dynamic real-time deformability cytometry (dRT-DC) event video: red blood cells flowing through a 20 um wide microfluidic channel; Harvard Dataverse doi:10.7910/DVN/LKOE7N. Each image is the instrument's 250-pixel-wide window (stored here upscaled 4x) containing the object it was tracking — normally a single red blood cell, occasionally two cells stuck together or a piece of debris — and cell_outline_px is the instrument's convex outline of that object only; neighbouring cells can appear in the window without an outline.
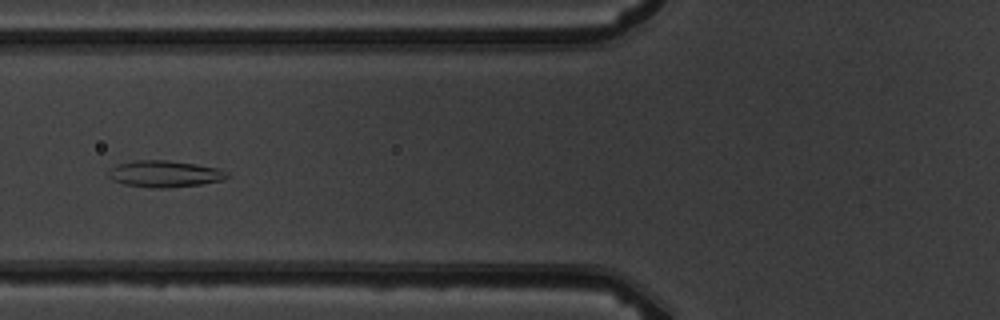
{"species": "common noctule bat (a hibernating species)", "species_latin": "Nyctalus noctula", "temperature_condition": "warm", "stored_images_in_passage": 9, "camera_frame_rate_fps": 3000, "um_per_image_px": 0.085, "animal": {"sex": "male", "body_mass_g": 19.5, "forearm_length_mm": 54.6}, "frame": {"image": 1, "passage_image": 7, "time_ms": 7.0, "image_size_px": [1000, 320], "cell_outline_px": [[232, 176], [224, 180], [200, 184], [168, 188], [152, 188], [124, 184], [112, 180], [108, 176], [108, 172], [112, 168], [120, 164], [136, 160], [168, 160], [196, 164], [216, 168], [228, 172]], "centroid_in_image_um": [14.03, 14.78], "position_along_channel_um": 111.8, "area_um2": 18.38}}
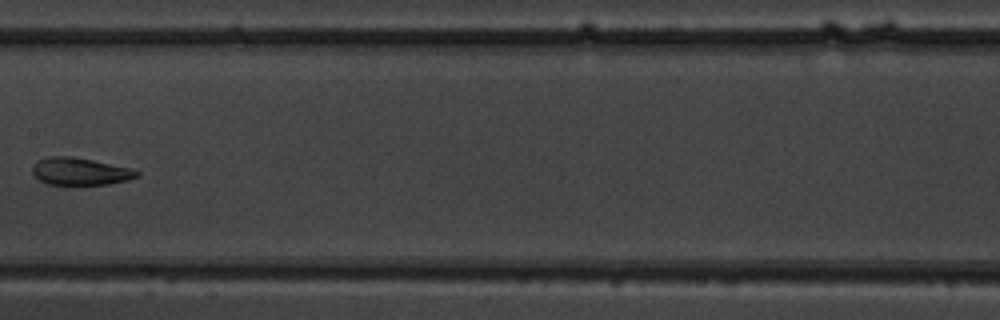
{"frame": {"image": 2, "passage_image": 9, "time_ms": 9.333, "image_size_px": [1000, 320], "cell_outline_px": [[140, 172], [136, 176], [128, 180], [108, 184], [48, 184], [40, 180], [32, 172], [32, 168], [40, 160], [48, 156], [72, 156], [132, 168]], "centroid_in_image_um": [6.83, 14.56], "position_along_channel_um": 200.6, "area_um2": 16.36}}